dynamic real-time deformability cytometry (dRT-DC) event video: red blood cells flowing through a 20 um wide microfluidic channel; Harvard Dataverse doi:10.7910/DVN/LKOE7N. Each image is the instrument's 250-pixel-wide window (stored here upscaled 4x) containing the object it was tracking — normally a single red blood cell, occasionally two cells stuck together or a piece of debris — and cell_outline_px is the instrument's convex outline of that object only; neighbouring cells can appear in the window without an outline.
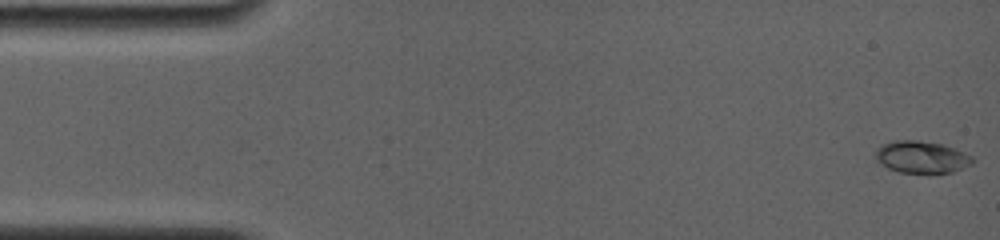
{"species": "common noctule bat (a hibernating species)", "species_latin": "Nyctalus noctula", "temperature_condition": "room temperature", "stored_images_in_passage": 50, "camera_frame_rate_fps": 4000, "um_per_image_px": 0.085, "animal": {"sex": "female", "body_mass_g": 19.0, "forearm_length_mm": 56.7}, "frame": {"image": 1, "passage_image": 1, "time_ms": 0.0, "image_size_px": [1000, 240], "cell_outline_px": [[972, 164], [952, 172], [900, 172], [888, 168], [880, 164], [876, 160], [876, 148], [880, 144], [896, 140], [916, 140], [944, 144], [956, 148], [972, 156]], "centroid_in_image_um": [78.31, 13.33], "position_along_channel_um": 6.7, "area_um2": 18.09}}
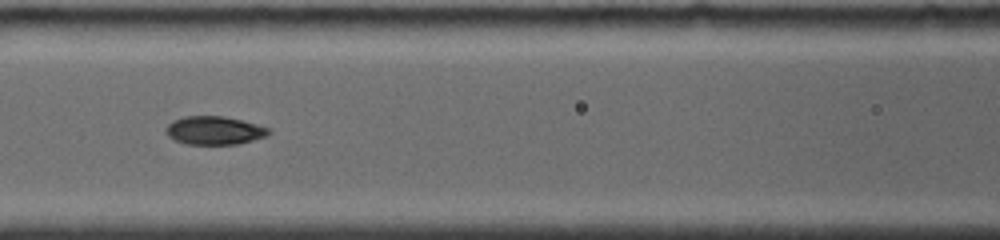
{"frame": {"image": 2, "passage_image": 23, "time_ms": 7.0, "image_size_px": [1000, 240], "cell_outline_px": [[272, 132], [264, 136], [240, 144], [188, 144], [176, 140], [168, 136], [164, 128], [172, 120], [184, 116], [220, 116], [240, 120], [256, 124], [268, 128]], "centroid_in_image_um": [18.18, 11.08], "position_along_channel_um": 148.4, "area_um2": 16.82}}
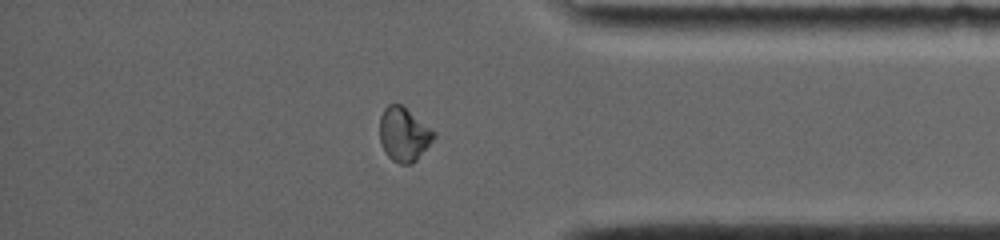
{"frame": {"image": 3, "passage_image": 43, "time_ms": 13.75, "image_size_px": [1000, 240], "cell_outline_px": [[436, 136], [416, 160], [412, 164], [400, 164], [392, 160], [384, 152], [380, 140], [380, 116], [384, 108], [388, 104], [400, 104], [436, 132]], "centroid_in_image_um": [34.31, 11.43], "position_along_channel_um": 400.9, "area_um2": 16.88}, "authors_computed_cell_mechanics": {"area_um2": 17.051, "velocity_mm_per_s": 3.828, "shape_relaxation_time_tau1_ms": 7.7352, "shape_relaxation_time_tau2_ms": null, "deformation_change_tau1": 0.2243, "deformation_change_tau2": null}}